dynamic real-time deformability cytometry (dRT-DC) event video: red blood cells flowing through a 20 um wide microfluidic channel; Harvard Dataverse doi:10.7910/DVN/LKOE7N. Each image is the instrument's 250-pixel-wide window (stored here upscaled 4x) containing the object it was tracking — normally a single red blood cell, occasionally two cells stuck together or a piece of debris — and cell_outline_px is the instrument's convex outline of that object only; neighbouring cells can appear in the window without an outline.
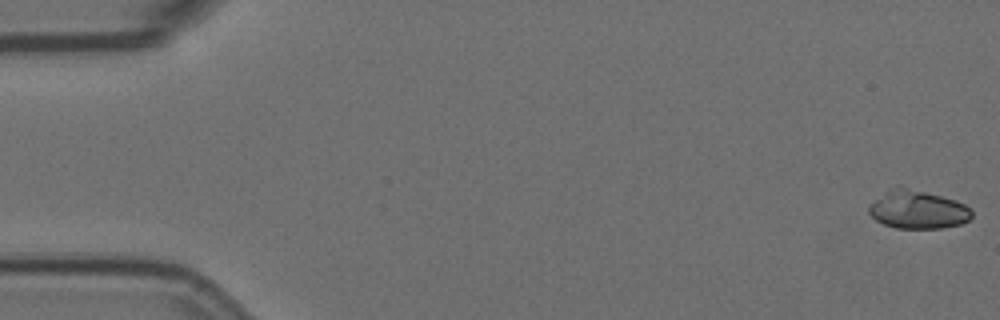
{"species": "Egyptian fruit bat (a non-hibernating species)", "species_latin": "Rousettus aegyptiacus", "temperature_condition": "room temperature", "stored_images_in_passage": 56, "camera_frame_rate_fps": 3000, "um_per_image_px": 0.085, "animal": {"sex": "female"}, "frame": {"image": 1, "passage_image": 1, "time_ms": 0.0, "image_size_px": [1000, 320], "cell_outline_px": [[972, 216], [968, 220], [960, 224], [940, 228], [896, 228], [884, 224], [876, 220], [868, 212], [868, 204], [888, 188], [896, 184], [900, 184], [956, 200], [964, 204], [972, 212]], "centroid_in_image_um": [77.94, 17.77], "position_along_channel_um": 7.1, "area_um2": 23.41}}
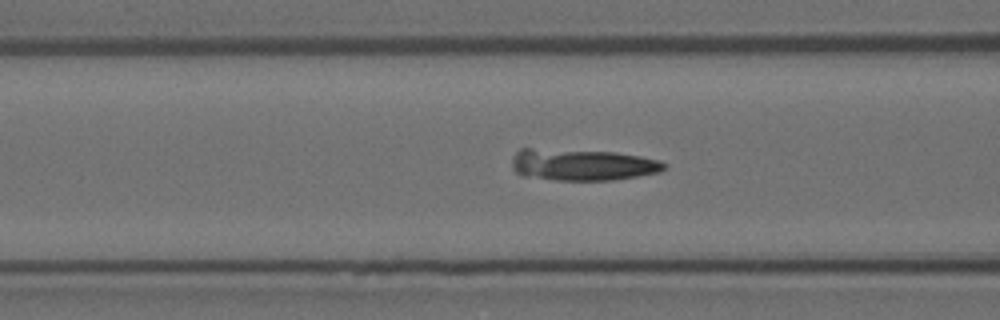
{"frame": {"image": 2, "passage_image": 22, "time_ms": 7.0, "image_size_px": [1000, 320], "cell_outline_px": [[668, 164], [660, 172], [612, 180], [556, 180], [520, 176], [512, 168], [512, 160], [516, 152], [520, 148], [532, 148], [616, 152], [640, 156], [660, 160]], "centroid_in_image_um": [49.47, 14.0], "position_along_channel_um": 117.1, "area_um2": 28.21}}
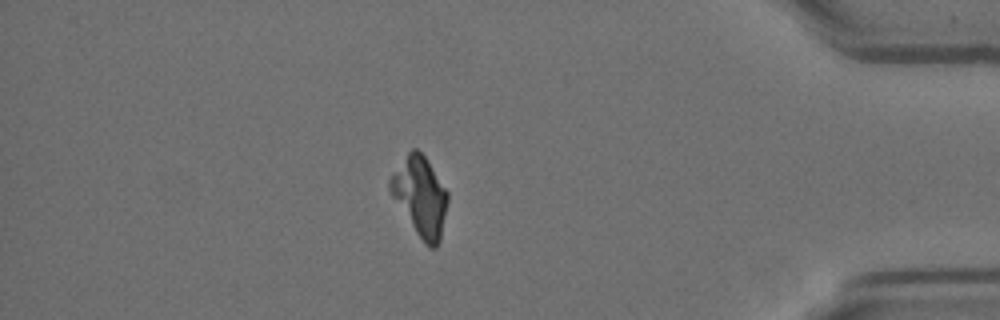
{"frame": {"image": 3, "passage_image": 49, "time_ms": 16.0, "image_size_px": [1000, 320], "cell_outline_px": [[448, 200], [440, 240], [436, 248], [428, 248], [424, 244], [392, 196], [388, 188], [388, 180], [408, 152], [412, 148], [416, 148], [428, 160], [448, 192]], "centroid_in_image_um": [35.73, 16.7], "position_along_channel_um": 399.5, "area_um2": 26.24}}